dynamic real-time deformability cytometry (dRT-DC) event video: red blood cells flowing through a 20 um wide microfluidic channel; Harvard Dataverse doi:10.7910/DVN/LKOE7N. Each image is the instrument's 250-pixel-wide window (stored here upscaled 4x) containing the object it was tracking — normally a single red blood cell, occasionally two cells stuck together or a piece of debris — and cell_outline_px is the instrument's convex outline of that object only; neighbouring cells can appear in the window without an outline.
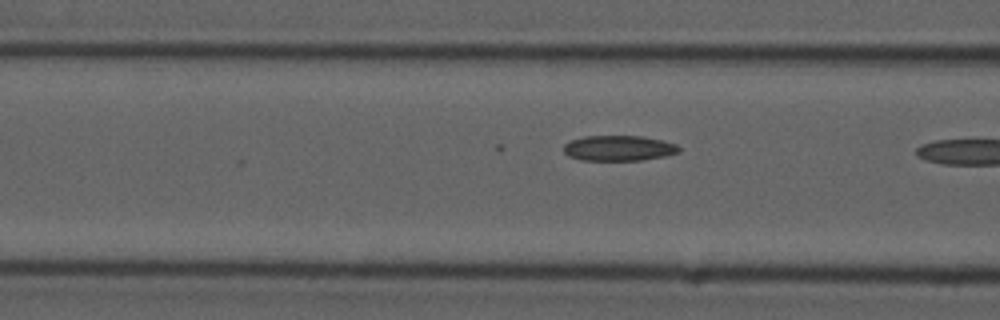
{"species": "common noctule bat (a hibernating species)", "species_latin": "Nyctalus noctula", "temperature_condition": "cold", "stored_images_in_passage": 8, "camera_frame_rate_fps": 3000, "um_per_image_px": 0.085, "animal": {"sex": "male", "forearm_length_mm": 52.5}, "frame": {"image": 1, "passage_image": 7, "time_ms": 2.0, "image_size_px": [1000, 320], "cell_outline_px": [[680, 152], [664, 156], [640, 160], [580, 160], [568, 156], [564, 152], [564, 144], [572, 140], [584, 136], [640, 136], [664, 140], [676, 144], [680, 148]], "centroid_in_image_um": [52.6, 12.59], "position_along_channel_um": 114.0, "area_um2": 17.05}}